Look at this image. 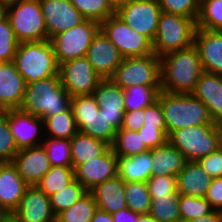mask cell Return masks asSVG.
Instances as JSON below:
<instances>
[{"instance_id":"cell-1","label":"cell","mask_w":222,"mask_h":222,"mask_svg":"<svg viewBox=\"0 0 222 222\" xmlns=\"http://www.w3.org/2000/svg\"><path fill=\"white\" fill-rule=\"evenodd\" d=\"M203 72L199 51L190 47L160 57L161 91L191 94Z\"/></svg>"},{"instance_id":"cell-2","label":"cell","mask_w":222,"mask_h":222,"mask_svg":"<svg viewBox=\"0 0 222 222\" xmlns=\"http://www.w3.org/2000/svg\"><path fill=\"white\" fill-rule=\"evenodd\" d=\"M157 99L165 118L167 136L172 131L190 126L217 125L206 105L192 94L160 91Z\"/></svg>"},{"instance_id":"cell-3","label":"cell","mask_w":222,"mask_h":222,"mask_svg":"<svg viewBox=\"0 0 222 222\" xmlns=\"http://www.w3.org/2000/svg\"><path fill=\"white\" fill-rule=\"evenodd\" d=\"M71 107V97L64 89L59 74L26 84L20 109L43 120Z\"/></svg>"},{"instance_id":"cell-4","label":"cell","mask_w":222,"mask_h":222,"mask_svg":"<svg viewBox=\"0 0 222 222\" xmlns=\"http://www.w3.org/2000/svg\"><path fill=\"white\" fill-rule=\"evenodd\" d=\"M13 62L26 84L59 74L50 40L19 43Z\"/></svg>"},{"instance_id":"cell-5","label":"cell","mask_w":222,"mask_h":222,"mask_svg":"<svg viewBox=\"0 0 222 222\" xmlns=\"http://www.w3.org/2000/svg\"><path fill=\"white\" fill-rule=\"evenodd\" d=\"M168 142L187 161H198L222 146V125H200L182 128L168 134Z\"/></svg>"},{"instance_id":"cell-6","label":"cell","mask_w":222,"mask_h":222,"mask_svg":"<svg viewBox=\"0 0 222 222\" xmlns=\"http://www.w3.org/2000/svg\"><path fill=\"white\" fill-rule=\"evenodd\" d=\"M197 21L178 14L162 12L153 41V51L158 57L190 47L194 44Z\"/></svg>"},{"instance_id":"cell-7","label":"cell","mask_w":222,"mask_h":222,"mask_svg":"<svg viewBox=\"0 0 222 222\" xmlns=\"http://www.w3.org/2000/svg\"><path fill=\"white\" fill-rule=\"evenodd\" d=\"M19 43L48 40L40 0H21L6 6L5 15Z\"/></svg>"},{"instance_id":"cell-8","label":"cell","mask_w":222,"mask_h":222,"mask_svg":"<svg viewBox=\"0 0 222 222\" xmlns=\"http://www.w3.org/2000/svg\"><path fill=\"white\" fill-rule=\"evenodd\" d=\"M100 30L117 47L123 58L154 54L153 42L133 30L116 13L100 23Z\"/></svg>"},{"instance_id":"cell-9","label":"cell","mask_w":222,"mask_h":222,"mask_svg":"<svg viewBox=\"0 0 222 222\" xmlns=\"http://www.w3.org/2000/svg\"><path fill=\"white\" fill-rule=\"evenodd\" d=\"M71 108L78 132L112 145L116 130L108 123L103 112L99 111L92 94L71 98Z\"/></svg>"},{"instance_id":"cell-10","label":"cell","mask_w":222,"mask_h":222,"mask_svg":"<svg viewBox=\"0 0 222 222\" xmlns=\"http://www.w3.org/2000/svg\"><path fill=\"white\" fill-rule=\"evenodd\" d=\"M100 30V23L85 20L81 24L59 33L50 39L58 65L85 57L95 35Z\"/></svg>"},{"instance_id":"cell-11","label":"cell","mask_w":222,"mask_h":222,"mask_svg":"<svg viewBox=\"0 0 222 222\" xmlns=\"http://www.w3.org/2000/svg\"><path fill=\"white\" fill-rule=\"evenodd\" d=\"M111 79L123 89L134 85L161 86L160 57L150 54L124 58Z\"/></svg>"},{"instance_id":"cell-12","label":"cell","mask_w":222,"mask_h":222,"mask_svg":"<svg viewBox=\"0 0 222 222\" xmlns=\"http://www.w3.org/2000/svg\"><path fill=\"white\" fill-rule=\"evenodd\" d=\"M59 75L62 86L71 98L93 94L102 80L86 56L60 64Z\"/></svg>"},{"instance_id":"cell-13","label":"cell","mask_w":222,"mask_h":222,"mask_svg":"<svg viewBox=\"0 0 222 222\" xmlns=\"http://www.w3.org/2000/svg\"><path fill=\"white\" fill-rule=\"evenodd\" d=\"M161 13L158 0H133L116 12L133 30L147 36L152 42Z\"/></svg>"},{"instance_id":"cell-14","label":"cell","mask_w":222,"mask_h":222,"mask_svg":"<svg viewBox=\"0 0 222 222\" xmlns=\"http://www.w3.org/2000/svg\"><path fill=\"white\" fill-rule=\"evenodd\" d=\"M8 126L18 150L42 145L44 141V120L20 108L8 109ZM39 141V142H38Z\"/></svg>"},{"instance_id":"cell-15","label":"cell","mask_w":222,"mask_h":222,"mask_svg":"<svg viewBox=\"0 0 222 222\" xmlns=\"http://www.w3.org/2000/svg\"><path fill=\"white\" fill-rule=\"evenodd\" d=\"M48 40L84 22V16L70 3V0H40Z\"/></svg>"},{"instance_id":"cell-16","label":"cell","mask_w":222,"mask_h":222,"mask_svg":"<svg viewBox=\"0 0 222 222\" xmlns=\"http://www.w3.org/2000/svg\"><path fill=\"white\" fill-rule=\"evenodd\" d=\"M74 175L81 185L91 191L96 185L117 177L118 157L110 147L102 156L78 165Z\"/></svg>"},{"instance_id":"cell-17","label":"cell","mask_w":222,"mask_h":222,"mask_svg":"<svg viewBox=\"0 0 222 222\" xmlns=\"http://www.w3.org/2000/svg\"><path fill=\"white\" fill-rule=\"evenodd\" d=\"M86 57L94 71L102 79H111L116 72V68L124 59L117 47L101 30L98 31L92 40Z\"/></svg>"},{"instance_id":"cell-18","label":"cell","mask_w":222,"mask_h":222,"mask_svg":"<svg viewBox=\"0 0 222 222\" xmlns=\"http://www.w3.org/2000/svg\"><path fill=\"white\" fill-rule=\"evenodd\" d=\"M108 123L118 131L123 123L124 89L112 79H102L92 94Z\"/></svg>"},{"instance_id":"cell-19","label":"cell","mask_w":222,"mask_h":222,"mask_svg":"<svg viewBox=\"0 0 222 222\" xmlns=\"http://www.w3.org/2000/svg\"><path fill=\"white\" fill-rule=\"evenodd\" d=\"M12 162L28 186H36L51 168L43 145L19 150Z\"/></svg>"},{"instance_id":"cell-20","label":"cell","mask_w":222,"mask_h":222,"mask_svg":"<svg viewBox=\"0 0 222 222\" xmlns=\"http://www.w3.org/2000/svg\"><path fill=\"white\" fill-rule=\"evenodd\" d=\"M20 222H53L50 197L36 186L25 189L18 208L12 213Z\"/></svg>"},{"instance_id":"cell-21","label":"cell","mask_w":222,"mask_h":222,"mask_svg":"<svg viewBox=\"0 0 222 222\" xmlns=\"http://www.w3.org/2000/svg\"><path fill=\"white\" fill-rule=\"evenodd\" d=\"M194 45L203 71L222 75V31L196 28Z\"/></svg>"},{"instance_id":"cell-22","label":"cell","mask_w":222,"mask_h":222,"mask_svg":"<svg viewBox=\"0 0 222 222\" xmlns=\"http://www.w3.org/2000/svg\"><path fill=\"white\" fill-rule=\"evenodd\" d=\"M28 187L18 174L13 162H0V208L7 214L13 213Z\"/></svg>"},{"instance_id":"cell-23","label":"cell","mask_w":222,"mask_h":222,"mask_svg":"<svg viewBox=\"0 0 222 222\" xmlns=\"http://www.w3.org/2000/svg\"><path fill=\"white\" fill-rule=\"evenodd\" d=\"M191 94L206 105L212 121L222 125V75L203 71Z\"/></svg>"},{"instance_id":"cell-24","label":"cell","mask_w":222,"mask_h":222,"mask_svg":"<svg viewBox=\"0 0 222 222\" xmlns=\"http://www.w3.org/2000/svg\"><path fill=\"white\" fill-rule=\"evenodd\" d=\"M26 83L14 62H0V102L6 109L20 108Z\"/></svg>"},{"instance_id":"cell-25","label":"cell","mask_w":222,"mask_h":222,"mask_svg":"<svg viewBox=\"0 0 222 222\" xmlns=\"http://www.w3.org/2000/svg\"><path fill=\"white\" fill-rule=\"evenodd\" d=\"M211 181L212 178L197 161H187L176 175L177 192L180 195L204 198Z\"/></svg>"},{"instance_id":"cell-26","label":"cell","mask_w":222,"mask_h":222,"mask_svg":"<svg viewBox=\"0 0 222 222\" xmlns=\"http://www.w3.org/2000/svg\"><path fill=\"white\" fill-rule=\"evenodd\" d=\"M90 192L102 211L113 214L127 208L125 182L118 176L96 185Z\"/></svg>"},{"instance_id":"cell-27","label":"cell","mask_w":222,"mask_h":222,"mask_svg":"<svg viewBox=\"0 0 222 222\" xmlns=\"http://www.w3.org/2000/svg\"><path fill=\"white\" fill-rule=\"evenodd\" d=\"M152 153V176H176L187 160L184 155L169 142L150 150Z\"/></svg>"},{"instance_id":"cell-28","label":"cell","mask_w":222,"mask_h":222,"mask_svg":"<svg viewBox=\"0 0 222 222\" xmlns=\"http://www.w3.org/2000/svg\"><path fill=\"white\" fill-rule=\"evenodd\" d=\"M152 153L147 151L131 157H118V177L126 182H147L152 176Z\"/></svg>"},{"instance_id":"cell-29","label":"cell","mask_w":222,"mask_h":222,"mask_svg":"<svg viewBox=\"0 0 222 222\" xmlns=\"http://www.w3.org/2000/svg\"><path fill=\"white\" fill-rule=\"evenodd\" d=\"M110 147L104 141L77 132L71 138L72 167L75 169L78 165L102 156Z\"/></svg>"},{"instance_id":"cell-30","label":"cell","mask_w":222,"mask_h":222,"mask_svg":"<svg viewBox=\"0 0 222 222\" xmlns=\"http://www.w3.org/2000/svg\"><path fill=\"white\" fill-rule=\"evenodd\" d=\"M111 149L117 157H131L149 151L141 138V134L138 131L128 129L116 131Z\"/></svg>"},{"instance_id":"cell-31","label":"cell","mask_w":222,"mask_h":222,"mask_svg":"<svg viewBox=\"0 0 222 222\" xmlns=\"http://www.w3.org/2000/svg\"><path fill=\"white\" fill-rule=\"evenodd\" d=\"M44 128L47 132H44L45 137L71 139L78 132L72 108L70 107L64 112L46 117L44 119Z\"/></svg>"},{"instance_id":"cell-32","label":"cell","mask_w":222,"mask_h":222,"mask_svg":"<svg viewBox=\"0 0 222 222\" xmlns=\"http://www.w3.org/2000/svg\"><path fill=\"white\" fill-rule=\"evenodd\" d=\"M161 86L134 85L124 89L125 111H133L151 105L157 100Z\"/></svg>"},{"instance_id":"cell-33","label":"cell","mask_w":222,"mask_h":222,"mask_svg":"<svg viewBox=\"0 0 222 222\" xmlns=\"http://www.w3.org/2000/svg\"><path fill=\"white\" fill-rule=\"evenodd\" d=\"M74 179L75 175L73 167L51 166L36 187L50 197L52 194L65 188Z\"/></svg>"},{"instance_id":"cell-34","label":"cell","mask_w":222,"mask_h":222,"mask_svg":"<svg viewBox=\"0 0 222 222\" xmlns=\"http://www.w3.org/2000/svg\"><path fill=\"white\" fill-rule=\"evenodd\" d=\"M93 194L88 191L71 208L56 216L58 222H90L97 210Z\"/></svg>"},{"instance_id":"cell-35","label":"cell","mask_w":222,"mask_h":222,"mask_svg":"<svg viewBox=\"0 0 222 222\" xmlns=\"http://www.w3.org/2000/svg\"><path fill=\"white\" fill-rule=\"evenodd\" d=\"M42 145L51 166L72 167L71 139L45 137Z\"/></svg>"},{"instance_id":"cell-36","label":"cell","mask_w":222,"mask_h":222,"mask_svg":"<svg viewBox=\"0 0 222 222\" xmlns=\"http://www.w3.org/2000/svg\"><path fill=\"white\" fill-rule=\"evenodd\" d=\"M88 190L74 179L65 188L50 196V204L53 213L57 216L59 213L71 208Z\"/></svg>"},{"instance_id":"cell-37","label":"cell","mask_w":222,"mask_h":222,"mask_svg":"<svg viewBox=\"0 0 222 222\" xmlns=\"http://www.w3.org/2000/svg\"><path fill=\"white\" fill-rule=\"evenodd\" d=\"M126 205L133 212L149 214L151 197L146 182H126Z\"/></svg>"},{"instance_id":"cell-38","label":"cell","mask_w":222,"mask_h":222,"mask_svg":"<svg viewBox=\"0 0 222 222\" xmlns=\"http://www.w3.org/2000/svg\"><path fill=\"white\" fill-rule=\"evenodd\" d=\"M149 214L157 222H172L179 220V196L151 197Z\"/></svg>"},{"instance_id":"cell-39","label":"cell","mask_w":222,"mask_h":222,"mask_svg":"<svg viewBox=\"0 0 222 222\" xmlns=\"http://www.w3.org/2000/svg\"><path fill=\"white\" fill-rule=\"evenodd\" d=\"M197 28L222 31V0H201Z\"/></svg>"},{"instance_id":"cell-40","label":"cell","mask_w":222,"mask_h":222,"mask_svg":"<svg viewBox=\"0 0 222 222\" xmlns=\"http://www.w3.org/2000/svg\"><path fill=\"white\" fill-rule=\"evenodd\" d=\"M70 3L86 20H93L98 23L116 13L111 8L108 0H70Z\"/></svg>"},{"instance_id":"cell-41","label":"cell","mask_w":222,"mask_h":222,"mask_svg":"<svg viewBox=\"0 0 222 222\" xmlns=\"http://www.w3.org/2000/svg\"><path fill=\"white\" fill-rule=\"evenodd\" d=\"M179 211L180 219L188 222L195 218L211 213L213 209L205 198L180 195Z\"/></svg>"},{"instance_id":"cell-42","label":"cell","mask_w":222,"mask_h":222,"mask_svg":"<svg viewBox=\"0 0 222 222\" xmlns=\"http://www.w3.org/2000/svg\"><path fill=\"white\" fill-rule=\"evenodd\" d=\"M19 42L6 16L0 19V62H12Z\"/></svg>"},{"instance_id":"cell-43","label":"cell","mask_w":222,"mask_h":222,"mask_svg":"<svg viewBox=\"0 0 222 222\" xmlns=\"http://www.w3.org/2000/svg\"><path fill=\"white\" fill-rule=\"evenodd\" d=\"M162 12L178 14L196 21L200 12L201 0H158Z\"/></svg>"},{"instance_id":"cell-44","label":"cell","mask_w":222,"mask_h":222,"mask_svg":"<svg viewBox=\"0 0 222 222\" xmlns=\"http://www.w3.org/2000/svg\"><path fill=\"white\" fill-rule=\"evenodd\" d=\"M19 150L8 126V109L0 114V162H11Z\"/></svg>"},{"instance_id":"cell-45","label":"cell","mask_w":222,"mask_h":222,"mask_svg":"<svg viewBox=\"0 0 222 222\" xmlns=\"http://www.w3.org/2000/svg\"><path fill=\"white\" fill-rule=\"evenodd\" d=\"M146 183L150 197L180 196L176 176H151Z\"/></svg>"},{"instance_id":"cell-46","label":"cell","mask_w":222,"mask_h":222,"mask_svg":"<svg viewBox=\"0 0 222 222\" xmlns=\"http://www.w3.org/2000/svg\"><path fill=\"white\" fill-rule=\"evenodd\" d=\"M142 126L158 127L167 135L165 118L158 99L144 108V121Z\"/></svg>"},{"instance_id":"cell-47","label":"cell","mask_w":222,"mask_h":222,"mask_svg":"<svg viewBox=\"0 0 222 222\" xmlns=\"http://www.w3.org/2000/svg\"><path fill=\"white\" fill-rule=\"evenodd\" d=\"M197 162L212 179L222 177V146Z\"/></svg>"},{"instance_id":"cell-48","label":"cell","mask_w":222,"mask_h":222,"mask_svg":"<svg viewBox=\"0 0 222 222\" xmlns=\"http://www.w3.org/2000/svg\"><path fill=\"white\" fill-rule=\"evenodd\" d=\"M138 133L149 150L168 142V136L158 127L142 126Z\"/></svg>"},{"instance_id":"cell-49","label":"cell","mask_w":222,"mask_h":222,"mask_svg":"<svg viewBox=\"0 0 222 222\" xmlns=\"http://www.w3.org/2000/svg\"><path fill=\"white\" fill-rule=\"evenodd\" d=\"M213 210L222 212V177L213 178L204 197Z\"/></svg>"},{"instance_id":"cell-50","label":"cell","mask_w":222,"mask_h":222,"mask_svg":"<svg viewBox=\"0 0 222 222\" xmlns=\"http://www.w3.org/2000/svg\"><path fill=\"white\" fill-rule=\"evenodd\" d=\"M144 121V108L125 111L123 116V123L120 129H128L133 131H139Z\"/></svg>"},{"instance_id":"cell-51","label":"cell","mask_w":222,"mask_h":222,"mask_svg":"<svg viewBox=\"0 0 222 222\" xmlns=\"http://www.w3.org/2000/svg\"><path fill=\"white\" fill-rule=\"evenodd\" d=\"M138 215L128 207L111 214L113 222H137Z\"/></svg>"},{"instance_id":"cell-52","label":"cell","mask_w":222,"mask_h":222,"mask_svg":"<svg viewBox=\"0 0 222 222\" xmlns=\"http://www.w3.org/2000/svg\"><path fill=\"white\" fill-rule=\"evenodd\" d=\"M188 222H222V212L213 210L211 213L195 218Z\"/></svg>"},{"instance_id":"cell-53","label":"cell","mask_w":222,"mask_h":222,"mask_svg":"<svg viewBox=\"0 0 222 222\" xmlns=\"http://www.w3.org/2000/svg\"><path fill=\"white\" fill-rule=\"evenodd\" d=\"M90 222H113V219L108 212L97 209Z\"/></svg>"},{"instance_id":"cell-54","label":"cell","mask_w":222,"mask_h":222,"mask_svg":"<svg viewBox=\"0 0 222 222\" xmlns=\"http://www.w3.org/2000/svg\"><path fill=\"white\" fill-rule=\"evenodd\" d=\"M133 0H108V3L110 4L111 8L117 12L121 7L127 5Z\"/></svg>"},{"instance_id":"cell-55","label":"cell","mask_w":222,"mask_h":222,"mask_svg":"<svg viewBox=\"0 0 222 222\" xmlns=\"http://www.w3.org/2000/svg\"><path fill=\"white\" fill-rule=\"evenodd\" d=\"M137 222H157L150 214H139Z\"/></svg>"},{"instance_id":"cell-56","label":"cell","mask_w":222,"mask_h":222,"mask_svg":"<svg viewBox=\"0 0 222 222\" xmlns=\"http://www.w3.org/2000/svg\"><path fill=\"white\" fill-rule=\"evenodd\" d=\"M1 222H20L12 213L6 214Z\"/></svg>"},{"instance_id":"cell-57","label":"cell","mask_w":222,"mask_h":222,"mask_svg":"<svg viewBox=\"0 0 222 222\" xmlns=\"http://www.w3.org/2000/svg\"><path fill=\"white\" fill-rule=\"evenodd\" d=\"M6 15V5L0 0V19Z\"/></svg>"},{"instance_id":"cell-58","label":"cell","mask_w":222,"mask_h":222,"mask_svg":"<svg viewBox=\"0 0 222 222\" xmlns=\"http://www.w3.org/2000/svg\"><path fill=\"white\" fill-rule=\"evenodd\" d=\"M4 2V4L6 6L10 5V4H13V3H16V2H19L21 0H2Z\"/></svg>"},{"instance_id":"cell-59","label":"cell","mask_w":222,"mask_h":222,"mask_svg":"<svg viewBox=\"0 0 222 222\" xmlns=\"http://www.w3.org/2000/svg\"><path fill=\"white\" fill-rule=\"evenodd\" d=\"M7 112V109L3 106V104L0 102V114H4Z\"/></svg>"},{"instance_id":"cell-60","label":"cell","mask_w":222,"mask_h":222,"mask_svg":"<svg viewBox=\"0 0 222 222\" xmlns=\"http://www.w3.org/2000/svg\"><path fill=\"white\" fill-rule=\"evenodd\" d=\"M6 214H7V213L0 208V222H1V220L5 217Z\"/></svg>"},{"instance_id":"cell-61","label":"cell","mask_w":222,"mask_h":222,"mask_svg":"<svg viewBox=\"0 0 222 222\" xmlns=\"http://www.w3.org/2000/svg\"><path fill=\"white\" fill-rule=\"evenodd\" d=\"M172 222H186V221H184V220H182V219H179V220L172 221Z\"/></svg>"}]
</instances>
